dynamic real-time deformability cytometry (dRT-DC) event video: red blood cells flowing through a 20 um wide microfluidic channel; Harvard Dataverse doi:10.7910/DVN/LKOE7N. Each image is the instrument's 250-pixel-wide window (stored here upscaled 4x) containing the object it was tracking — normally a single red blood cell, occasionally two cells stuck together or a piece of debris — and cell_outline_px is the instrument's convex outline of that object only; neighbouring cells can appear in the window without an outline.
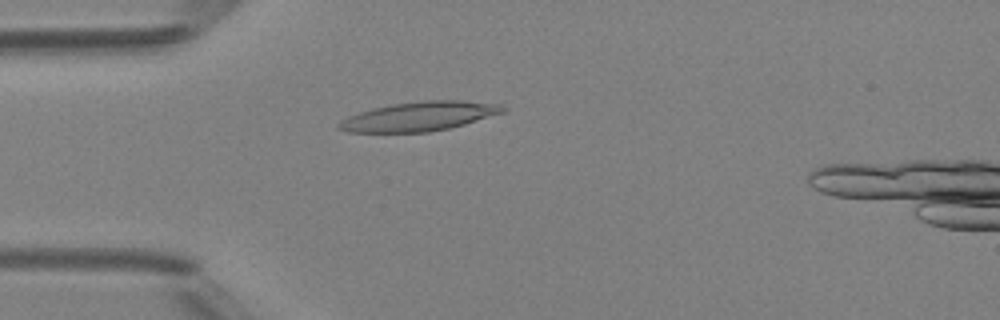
{"species": "Egyptian fruit bat (a non-hibernating species)", "species_latin": "Rousettus aegyptiacus", "temperature_condition": "room temperature", "stored_images_in_passage": 48, "camera_frame_rate_fps": 3000, "um_per_image_px": 0.085, "animal": {"sex": "female"}, "frame": {"image": 1, "passage_image": 13, "time_ms": 4.0, "image_size_px": [1000, 320], "cell_outline_px": [[508, 108], [504, 112], [464, 124], [448, 128], [428, 132], [348, 132], [336, 128], [336, 124], [340, 120], [348, 116], [372, 108], [392, 104], [424, 100], [460, 100], [500, 104]], "centroid_in_image_um": [35.61, 9.88], "position_along_channel_um": 49.4, "area_um2": 27.92}}
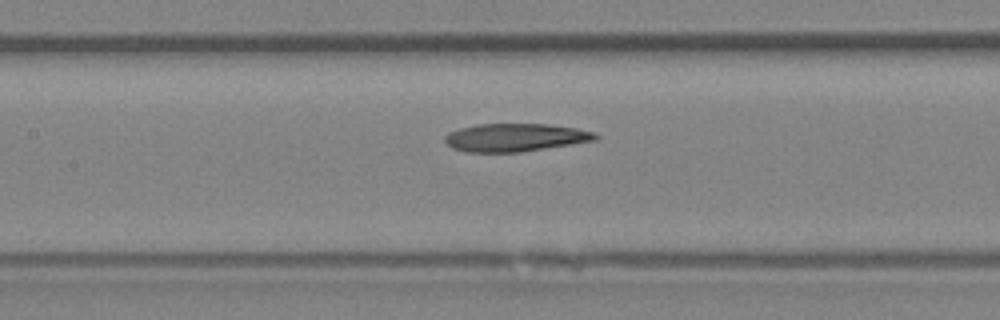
{"frame": {"image": 2, "passage_image": 22, "time_ms": 7.0, "image_size_px": [1000, 320], "cell_outline_px": [[600, 136], [596, 140], [520, 152], [464, 152], [452, 148], [444, 140], [444, 136], [448, 132], [460, 128], [476, 124], [548, 124], [576, 128], [596, 132]], "centroid_in_image_um": [43.78, 11.68], "position_along_channel_um": 163.6, "area_um2": 24.62}}
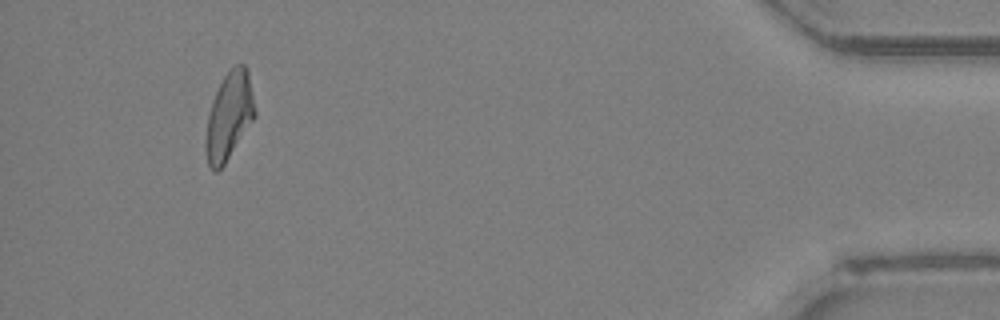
{"frame": {"image": 3, "passage_image": 45, "time_ms": 14.667, "image_size_px": [1000, 320], "cell_outline_px": [[256, 116], [224, 164], [216, 172], [212, 172], [208, 164], [204, 148], [204, 140], [208, 112], [212, 100], [224, 76], [236, 64], [244, 64], [248, 68], [256, 112]], "centroid_in_image_um": [19.46, 9.87], "position_along_channel_um": 415.7, "area_um2": 25.2}, "authors_computed_cell_mechanics": {"area_um2": 25.0274, "velocity_mm_per_s": 4.2105, "shape_relaxation_time_tau1_ms": null, "shape_relaxation_time_tau2_ms": 11.1834, "deformation_change_tau1": null, "deformation_change_tau2": 0.2611}}